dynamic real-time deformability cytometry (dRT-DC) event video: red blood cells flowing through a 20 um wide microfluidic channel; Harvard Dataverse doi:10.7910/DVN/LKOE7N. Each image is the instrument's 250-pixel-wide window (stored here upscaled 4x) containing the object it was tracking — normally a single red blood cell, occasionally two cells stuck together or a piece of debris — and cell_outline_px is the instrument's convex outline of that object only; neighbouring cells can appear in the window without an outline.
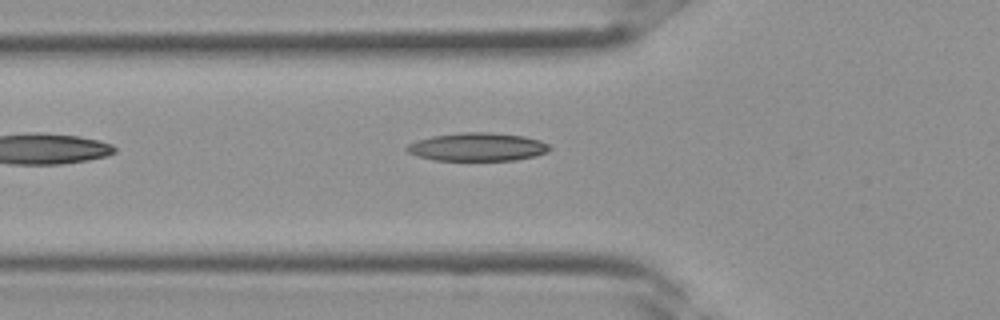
{"species": "Egyptian fruit bat (a non-hibernating species)", "species_latin": "Rousettus aegyptiacus", "temperature_condition": "room temperature", "stored_images_in_passage": 4, "camera_frame_rate_fps": 3000, "um_per_image_px": 0.085, "frame": {"image": 1, "passage_image": 4, "time_ms": 1.0, "image_size_px": [1000, 320], "cell_outline_px": [[552, 148], [548, 152], [536, 156], [516, 160], [432, 160], [416, 156], [408, 152], [404, 148], [408, 144], [416, 140], [432, 136], [464, 132], [492, 132], [524, 136], [540, 140], [548, 144]], "centroid_in_image_um": [40.59, 12.49], "position_along_channel_um": 85.2, "area_um2": 23.7}}